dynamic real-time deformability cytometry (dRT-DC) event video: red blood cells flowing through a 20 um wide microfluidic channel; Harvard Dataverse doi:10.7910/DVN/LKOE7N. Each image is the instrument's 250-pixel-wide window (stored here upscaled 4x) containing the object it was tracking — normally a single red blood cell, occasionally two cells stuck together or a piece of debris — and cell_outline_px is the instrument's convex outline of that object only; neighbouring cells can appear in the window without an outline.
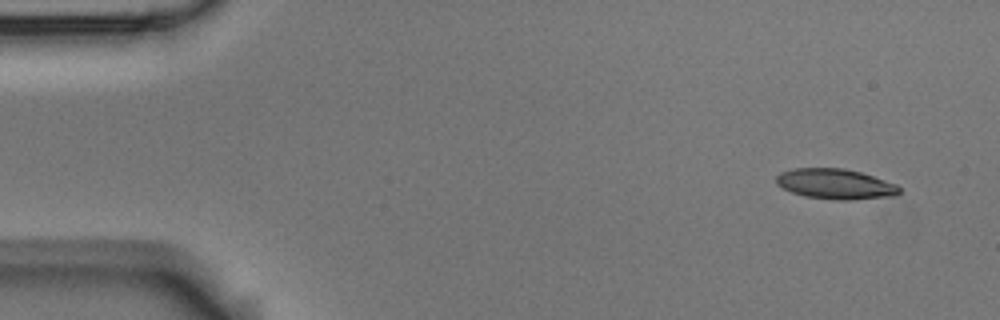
{"species": "Egyptian fruit bat (a non-hibernating species)", "species_latin": "Rousettus aegyptiacus", "temperature_condition": "room temperature", "stored_images_in_passage": 13, "camera_frame_rate_fps": 3000, "um_per_image_px": 0.085, "animal": {"sex": "male"}, "frame": {"image": 1, "passage_image": 1, "time_ms": 0.0, "image_size_px": [1000, 320], "cell_outline_px": [[900, 192], [896, 196], [852, 200], [836, 200], [804, 196], [792, 192], [776, 184], [776, 176], [780, 172], [792, 168], [844, 168], [860, 172], [896, 184], [900, 188]], "centroid_in_image_um": [71.0, 15.64], "position_along_channel_um": 14.0, "area_um2": 21.79}}
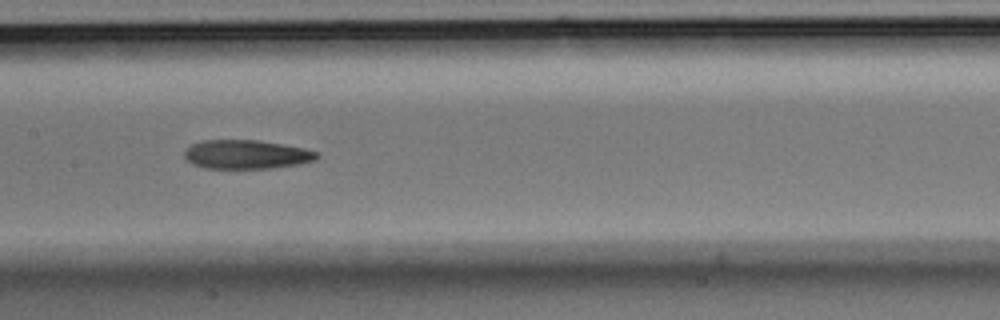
{"frame": {"image": 2, "passage_image": 7, "time_ms": 2.0, "image_size_px": [1000, 320], "cell_outline_px": [[320, 156], [316, 160], [300, 164], [272, 168], [204, 168], [192, 164], [184, 156], [184, 152], [192, 144], [200, 140], [260, 140], [304, 148], [316, 152]], "centroid_in_image_um": [20.95, 13.12], "position_along_channel_um": 186.4, "area_um2": 22.37}}
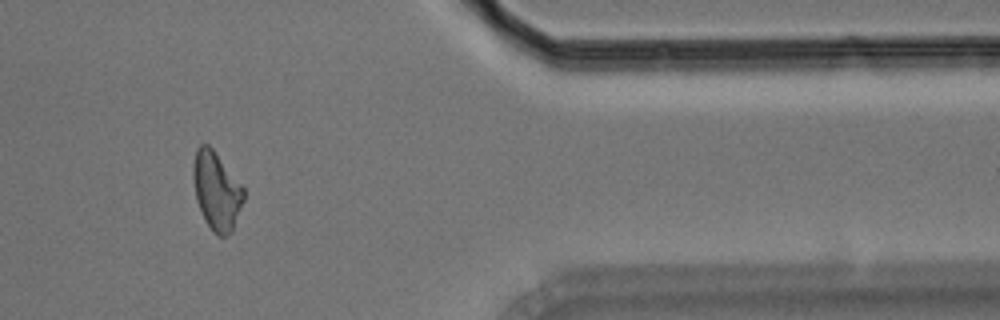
{"frame": {"image": 3, "passage_image": 12, "time_ms": 3.667, "image_size_px": [1000, 320], "cell_outline_px": [[244, 200], [232, 232], [224, 236], [216, 236], [212, 232], [196, 200], [192, 180], [192, 164], [196, 148], [200, 144], [208, 144], [212, 148], [244, 188]], "centroid_in_image_um": [18.39, 16.21], "position_along_channel_um": 393.0, "area_um2": 23.0}}